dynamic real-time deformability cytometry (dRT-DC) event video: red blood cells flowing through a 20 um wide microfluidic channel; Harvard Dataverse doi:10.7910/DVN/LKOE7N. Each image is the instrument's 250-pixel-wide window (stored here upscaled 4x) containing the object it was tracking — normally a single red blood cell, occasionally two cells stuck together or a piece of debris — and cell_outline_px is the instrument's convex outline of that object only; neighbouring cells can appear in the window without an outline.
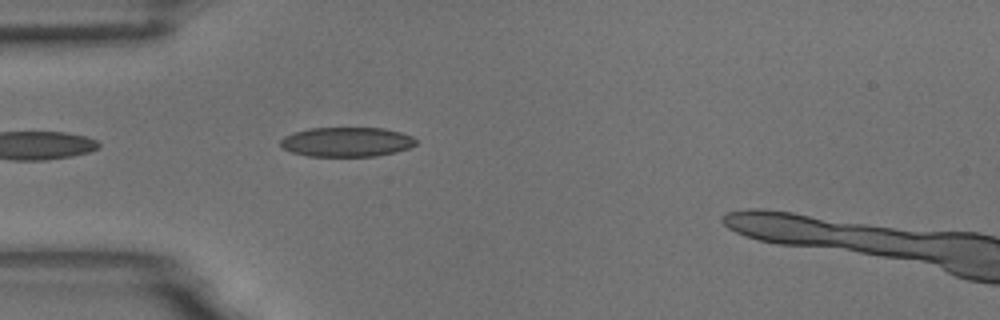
{"species": "common noctule bat (a hibernating species)", "species_latin": "Nyctalus noctula", "temperature_condition": "room temperature", "stored_images_in_passage": 4, "camera_frame_rate_fps": 3000, "um_per_image_px": 0.085, "animal": {"sex": "male", "body_mass_g": 18.8}, "frame": {"image": 1, "passage_image": 4, "time_ms": 1.0, "image_size_px": [1000, 320], "cell_outline_px": [[416, 144], [408, 148], [396, 152], [376, 156], [308, 156], [292, 152], [284, 148], [280, 144], [280, 140], [284, 136], [308, 128], [384, 128], [400, 132], [412, 136], [416, 140]], "centroid_in_image_um": [29.48, 12.06], "position_along_channel_um": 55.5, "area_um2": 23.24}}